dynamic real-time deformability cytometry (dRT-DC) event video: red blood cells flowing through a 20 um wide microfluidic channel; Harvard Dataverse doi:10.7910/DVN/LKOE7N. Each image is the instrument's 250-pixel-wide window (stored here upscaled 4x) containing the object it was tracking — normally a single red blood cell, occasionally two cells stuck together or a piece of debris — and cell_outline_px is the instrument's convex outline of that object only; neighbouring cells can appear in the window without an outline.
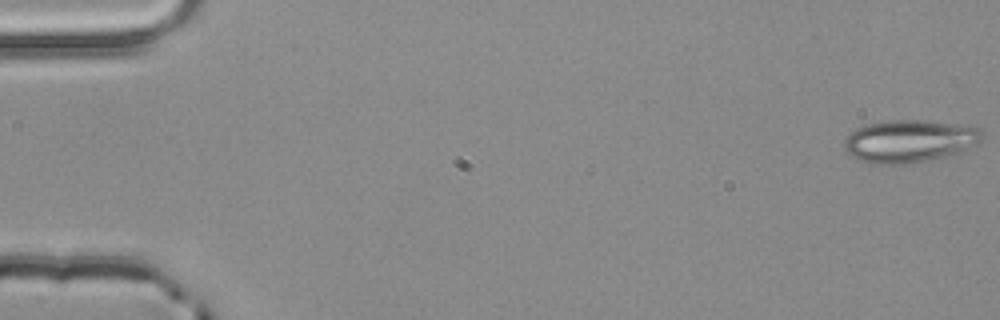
{"species": "common noctule bat (a hibernating species)", "species_latin": "Nyctalus noctula", "temperature_condition": "room temperature", "stored_images_in_passage": 4, "camera_frame_rate_fps": 3000, "um_per_image_px": 0.085, "animal": {"sex": "male", "body_mass_g": 20.4}, "frame": {"image": 1, "passage_image": 1, "time_ms": 0.0, "image_size_px": [1000, 320], "cell_outline_px": [[984, 136], [976, 144], [956, 152], [924, 160], [896, 164], [868, 164], [856, 160], [844, 148], [844, 140], [856, 128], [868, 124], [888, 120], [924, 120], [976, 124], [984, 128]], "centroid_in_image_um": [77.34, 11.95], "position_along_channel_um": 7.7, "area_um2": 34.39}}